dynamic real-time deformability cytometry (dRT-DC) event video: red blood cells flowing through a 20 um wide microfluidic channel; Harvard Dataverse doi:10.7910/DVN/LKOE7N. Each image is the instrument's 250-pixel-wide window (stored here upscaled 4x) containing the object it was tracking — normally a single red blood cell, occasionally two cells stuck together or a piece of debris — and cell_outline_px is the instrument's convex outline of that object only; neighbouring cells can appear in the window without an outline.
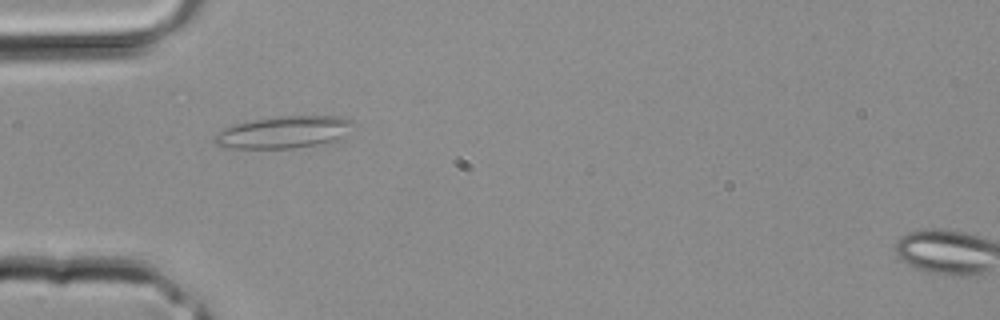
{"species": "common noctule bat (a hibernating species)", "species_latin": "Nyctalus noctula", "temperature_condition": "room temperature", "stored_images_in_passage": 1, "camera_frame_rate_fps": 3000, "um_per_image_px": 0.085, "animal": {"sex": "male", "body_mass_g": 20.4}, "frame": {"image": 1, "passage_image": 1, "time_ms": 0.0, "image_size_px": [1000, 320], "cell_outline_px": [[352, 124], [332, 140], [316, 144], [296, 148], [232, 148], [216, 144], [212, 140], [224, 128], [236, 124], [276, 116], [340, 116], [352, 120]], "centroid_in_image_um": [24.03, 11.23], "position_along_channel_um": 61.0, "area_um2": 24.91}}